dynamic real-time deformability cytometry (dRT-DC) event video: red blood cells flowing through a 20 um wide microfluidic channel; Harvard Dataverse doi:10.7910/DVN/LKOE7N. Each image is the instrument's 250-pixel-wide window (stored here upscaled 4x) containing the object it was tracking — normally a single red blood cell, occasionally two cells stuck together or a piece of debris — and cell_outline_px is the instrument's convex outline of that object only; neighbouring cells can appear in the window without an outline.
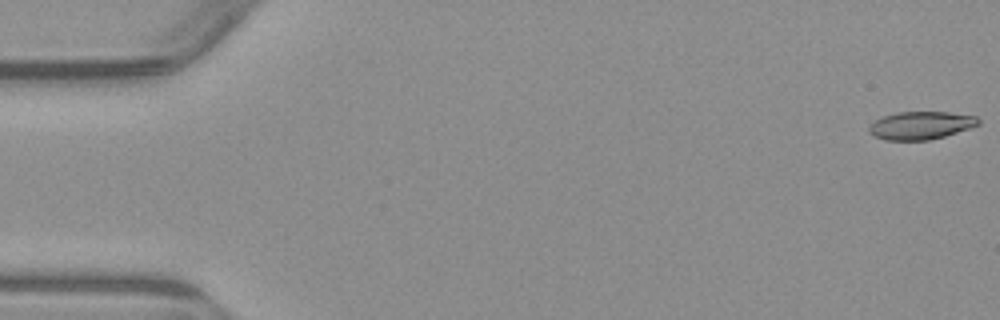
{"species": "common noctule bat (a hibernating species)", "species_latin": "Nyctalus noctula", "temperature_condition": "warm", "stored_images_in_passage": 3, "camera_frame_rate_fps": 3000, "um_per_image_px": 0.085, "animal": {"sex": "male", "body_mass_g": 23.1, "forearm_length_mm": 52.7}, "frame": {"image": 1, "passage_image": 1, "time_ms": 0.0, "image_size_px": [1000, 320], "cell_outline_px": [[980, 124], [944, 136], [928, 140], [884, 140], [868, 132], [868, 128], [876, 120], [884, 116], [896, 112], [948, 112], [976, 116], [980, 120]], "centroid_in_image_um": [78.27, 10.65], "position_along_channel_um": 6.7, "area_um2": 17.57}}
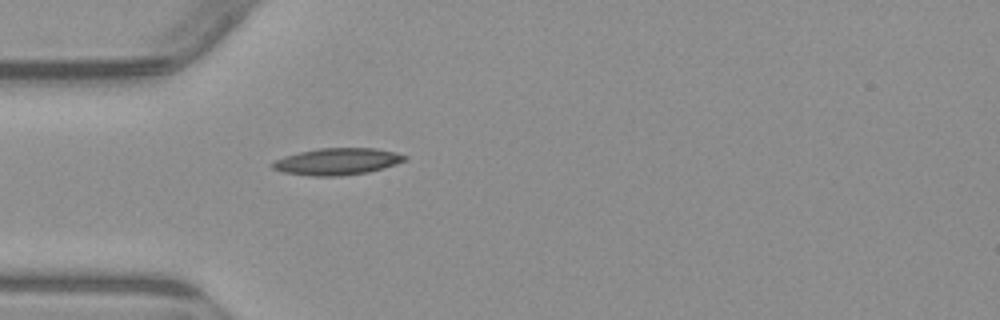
{"frame": {"image": 2, "passage_image": 3, "time_ms": 5.0, "image_size_px": [1000, 320], "cell_outline_px": [[408, 156], [404, 160], [396, 164], [384, 168], [368, 172], [340, 176], [312, 176], [284, 172], [272, 168], [268, 164], [284, 156], [300, 152], [320, 148], [376, 148], [396, 152]], "centroid_in_image_um": [28.66, 13.73], "position_along_channel_um": 56.3, "area_um2": 20.63}}